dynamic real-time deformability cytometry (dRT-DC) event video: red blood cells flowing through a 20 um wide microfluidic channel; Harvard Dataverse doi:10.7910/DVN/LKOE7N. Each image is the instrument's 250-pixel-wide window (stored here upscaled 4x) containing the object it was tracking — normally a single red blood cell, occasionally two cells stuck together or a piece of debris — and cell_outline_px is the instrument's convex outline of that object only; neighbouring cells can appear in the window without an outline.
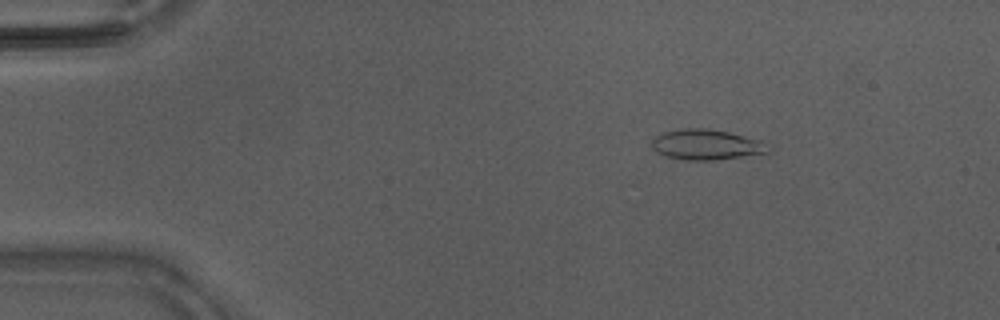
{"species": "Egyptian fruit bat (a non-hibernating species)", "species_latin": "Rousettus aegyptiacus", "temperature_condition": "warm", "stored_images_in_passage": 36, "camera_frame_rate_fps": 3000, "um_per_image_px": 0.085, "animal": {"sex": "male"}, "frame": {"image": 1, "passage_image": 2, "time_ms": 0.333, "image_size_px": [1000, 320], "cell_outline_px": [[768, 152], [716, 160], [688, 160], [664, 156], [656, 152], [652, 148], [652, 140], [656, 136], [664, 132], [684, 128], [704, 128], [728, 132], [764, 140]], "centroid_in_image_um": [60.01, 12.29], "position_along_channel_um": 25.0, "area_um2": 20.46}}
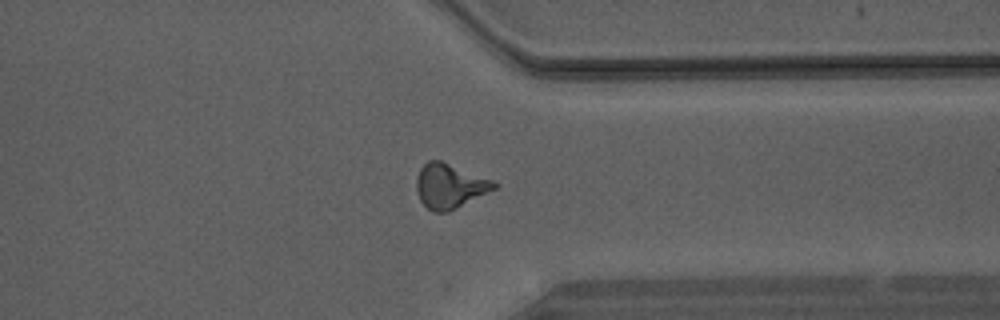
{"frame": {"image": 2, "passage_image": 30, "time_ms": 9.667, "image_size_px": [1000, 320], "cell_outline_px": [[500, 184], [496, 188], [448, 212], [432, 212], [420, 200], [416, 192], [416, 180], [420, 168], [428, 160], [440, 160], [492, 180]], "centroid_in_image_um": [38.2, 15.81], "position_along_channel_um": 373.2, "area_um2": 20.0}}
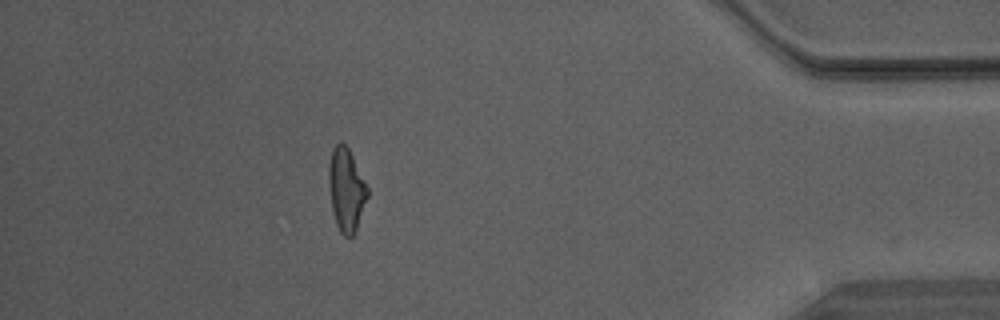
{"frame": {"image": 3, "passage_image": 35, "time_ms": 11.333, "image_size_px": [1000, 320], "cell_outline_px": [[368, 196], [356, 232], [352, 236], [344, 236], [340, 232], [336, 224], [332, 208], [328, 180], [328, 164], [332, 148], [340, 140], [348, 148], [368, 188]], "centroid_in_image_um": [29.42, 16.13], "position_along_channel_um": 405.8, "area_um2": 18.73}}